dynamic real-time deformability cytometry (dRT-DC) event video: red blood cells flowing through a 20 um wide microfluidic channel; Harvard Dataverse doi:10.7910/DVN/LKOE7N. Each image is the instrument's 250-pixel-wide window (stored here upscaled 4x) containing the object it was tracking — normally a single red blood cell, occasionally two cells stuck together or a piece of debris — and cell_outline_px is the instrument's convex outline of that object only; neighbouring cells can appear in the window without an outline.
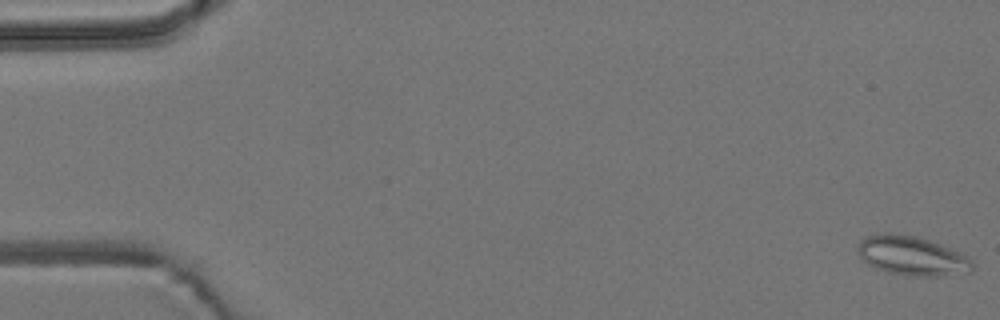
{"species": "common noctule bat (a hibernating species)", "species_latin": "Nyctalus noctula", "temperature_condition": "room temperature", "stored_images_in_passage": 55, "camera_frame_rate_fps": 3000, "um_per_image_px": 0.085, "animal": {"sex": "male", "body_mass_g": 19.2, "forearm_length_mm": 51.8}, "frame": {"image": 1, "passage_image": 1, "time_ms": 0.0, "image_size_px": [1000, 320], "cell_outline_px": [[972, 268], [968, 272], [940, 276], [908, 276], [888, 272], [876, 268], [868, 264], [856, 252], [856, 248], [860, 240], [864, 236], [884, 232], [888, 232], [916, 236], [940, 244], [960, 252], [968, 256], [972, 260]], "centroid_in_image_um": [77.47, 21.73], "position_along_channel_um": 7.5, "area_um2": 26.41}}
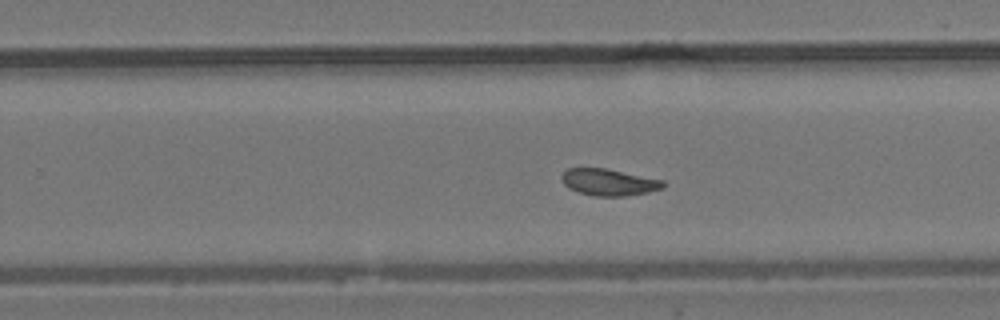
{"frame": {"image": 2, "passage_image": 35, "time_ms": 11.333, "image_size_px": [1000, 320], "cell_outline_px": [[668, 184], [664, 188], [648, 192], [624, 196], [596, 196], [580, 192], [568, 188], [564, 184], [560, 176], [568, 168], [604, 168], [664, 180]], "centroid_in_image_um": [51.78, 15.49], "position_along_channel_um": 278.0, "area_um2": 15.78}}
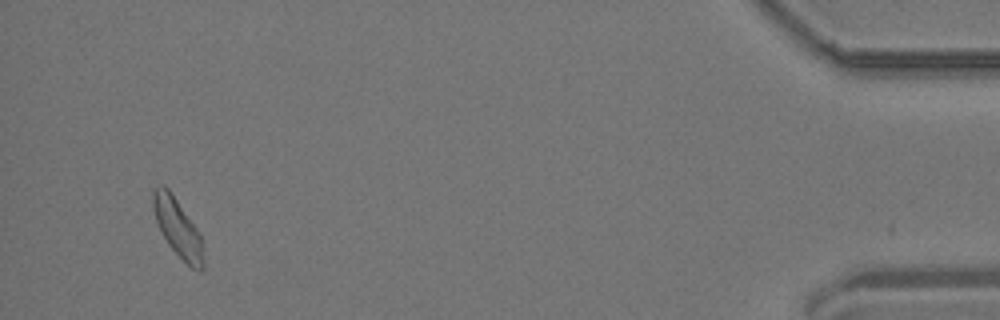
{"frame": {"image": 3, "passage_image": 53, "time_ms": 17.333, "image_size_px": [1000, 320], "cell_outline_px": [[204, 268], [200, 272], [192, 268], [168, 244], [156, 220], [152, 204], [152, 188], [156, 184], [164, 184], [168, 188], [196, 228], [200, 236], [204, 260]], "centroid_in_image_um": [15.08, 19.32], "position_along_channel_um": 420.1, "area_um2": 16.7}, "authors_computed_cell_mechanics": {"area_um2": 16.7042, "velocity_mm_per_s": 3.7054, "shape_relaxation_time_tau1_ms": null, "shape_relaxation_time_tau2_ms": 2.4264, "deformation_change_tau1": null, "deformation_change_tau2": 0.0749}}